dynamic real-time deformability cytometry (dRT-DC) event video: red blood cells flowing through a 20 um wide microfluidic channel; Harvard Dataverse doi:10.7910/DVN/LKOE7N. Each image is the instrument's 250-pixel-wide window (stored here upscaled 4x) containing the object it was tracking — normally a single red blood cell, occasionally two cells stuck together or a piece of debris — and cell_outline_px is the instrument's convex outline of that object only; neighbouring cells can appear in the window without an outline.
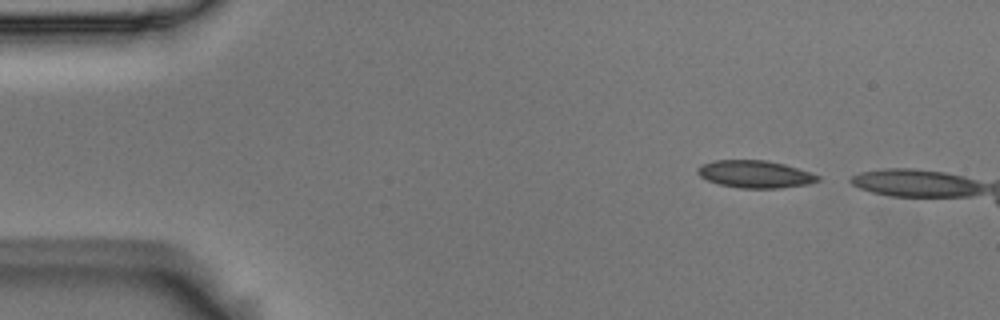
{"species": "Egyptian fruit bat (a non-hibernating species)", "species_latin": "Rousettus aegyptiacus", "temperature_condition": "room temperature", "stored_images_in_passage": 5, "camera_frame_rate_fps": 3000, "um_per_image_px": 0.085, "animal": {"sex": "male"}, "frame": {"image": 1, "passage_image": 1, "time_ms": 0.0, "image_size_px": [1000, 320], "cell_outline_px": [[820, 180], [808, 184], [780, 188], [740, 188], [720, 184], [708, 180], [700, 176], [696, 172], [696, 168], [700, 164], [716, 160], [764, 160], [784, 164], [820, 176]], "centroid_in_image_um": [64.14, 14.8], "position_along_channel_um": 20.9, "area_um2": 19.07}}